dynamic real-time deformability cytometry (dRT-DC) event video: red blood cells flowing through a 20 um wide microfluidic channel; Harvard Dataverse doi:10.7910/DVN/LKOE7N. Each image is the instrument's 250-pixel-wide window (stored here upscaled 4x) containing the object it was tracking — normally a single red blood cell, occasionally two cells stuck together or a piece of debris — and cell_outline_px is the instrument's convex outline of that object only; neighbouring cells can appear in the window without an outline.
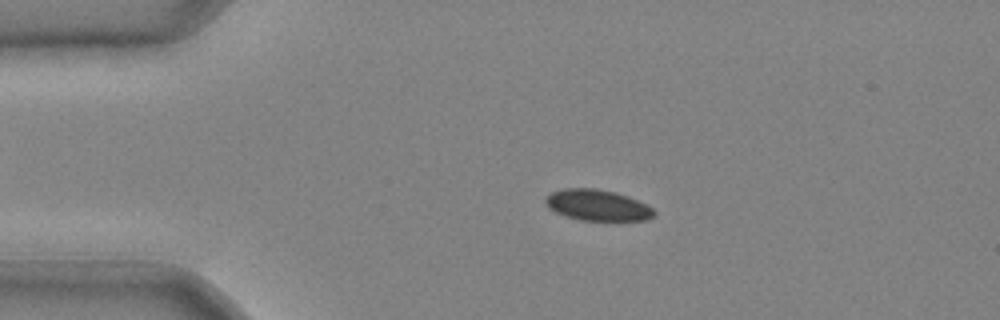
{"species": "common noctule bat (a hibernating species)", "species_latin": "Nyctalus noctula", "temperature_condition": "cold", "stored_images_in_passage": 41, "camera_frame_rate_fps": 3000, "um_per_image_px": 0.085, "animal": {"sex": "male", "body_mass_g": 20.4}, "frame": {"image": 1, "passage_image": 8, "time_ms": 2.333, "image_size_px": [1000, 320], "cell_outline_px": [[656, 216], [648, 220], [580, 220], [556, 212], [548, 208], [544, 200], [552, 192], [564, 188], [596, 188], [616, 192], [628, 196], [648, 204], [656, 212]], "centroid_in_image_um": [50.83, 17.43], "position_along_channel_um": 34.2, "area_um2": 19.71}}
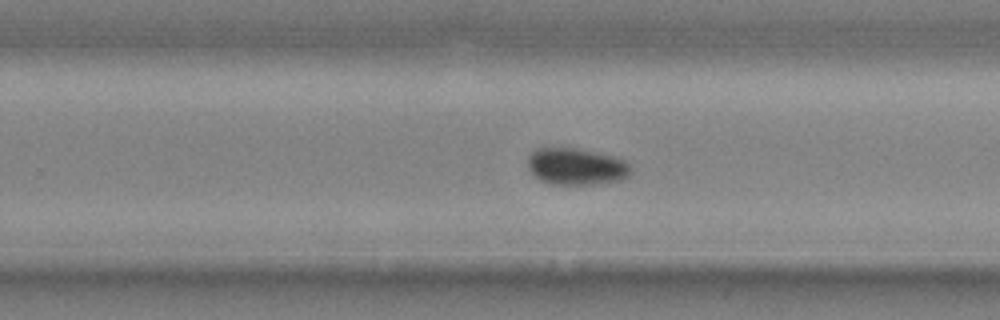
{"frame": {"image": 2, "passage_image": 27, "time_ms": 8.667, "image_size_px": [1000, 320], "cell_outline_px": [[632, 172], [628, 176], [620, 180], [596, 184], [548, 184], [540, 180], [528, 168], [528, 156], [532, 152], [540, 148], [576, 148], [612, 156], [624, 160], [632, 168]], "centroid_in_image_um": [48.99, 14.16], "position_along_channel_um": 280.8, "area_um2": 21.96}}
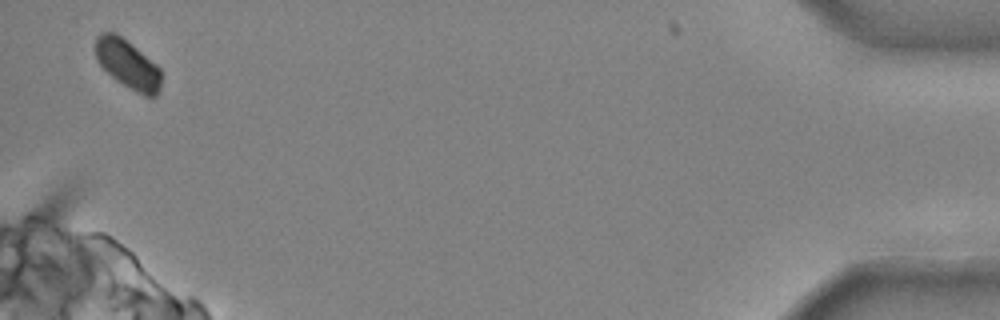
{"frame": {"image": 3, "passage_image": 41, "time_ms": 13.333, "image_size_px": [1000, 320], "cell_outline_px": [[160, 92], [156, 96], [144, 96], [128, 88], [116, 80], [96, 60], [96, 36], [100, 32], [116, 32], [156, 64], [160, 68]], "centroid_in_image_um": [10.86, 5.46], "position_along_channel_um": 424.3, "area_um2": 18.61}}